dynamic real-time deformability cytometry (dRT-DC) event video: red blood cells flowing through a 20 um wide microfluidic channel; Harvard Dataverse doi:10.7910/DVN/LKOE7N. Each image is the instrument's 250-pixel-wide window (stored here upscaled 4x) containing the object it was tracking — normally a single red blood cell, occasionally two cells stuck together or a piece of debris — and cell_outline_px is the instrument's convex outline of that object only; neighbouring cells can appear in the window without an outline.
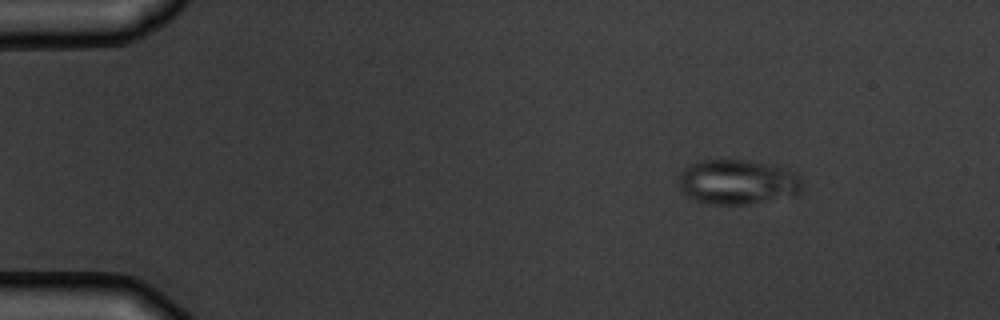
{"species": "common noctule bat (a hibernating species)", "species_latin": "Nyctalus noctula", "temperature_condition": "warm", "stored_images_in_passage": 2, "camera_frame_rate_fps": 3000, "um_per_image_px": 0.085, "animal": {"sex": "male", "body_mass_g": 19.5, "forearm_length_mm": 54.6}, "frame": {"image": 1, "passage_image": 2, "time_ms": 1.333, "image_size_px": [1000, 320], "cell_outline_px": [[800, 192], [796, 196], [748, 204], [708, 204], [696, 200], [680, 192], [680, 172], [688, 164], [700, 160], [748, 160], [772, 164], [788, 168], [796, 172], [800, 176]], "centroid_in_image_um": [62.71, 15.46], "position_along_channel_um": 22.3, "area_um2": 32.71}}